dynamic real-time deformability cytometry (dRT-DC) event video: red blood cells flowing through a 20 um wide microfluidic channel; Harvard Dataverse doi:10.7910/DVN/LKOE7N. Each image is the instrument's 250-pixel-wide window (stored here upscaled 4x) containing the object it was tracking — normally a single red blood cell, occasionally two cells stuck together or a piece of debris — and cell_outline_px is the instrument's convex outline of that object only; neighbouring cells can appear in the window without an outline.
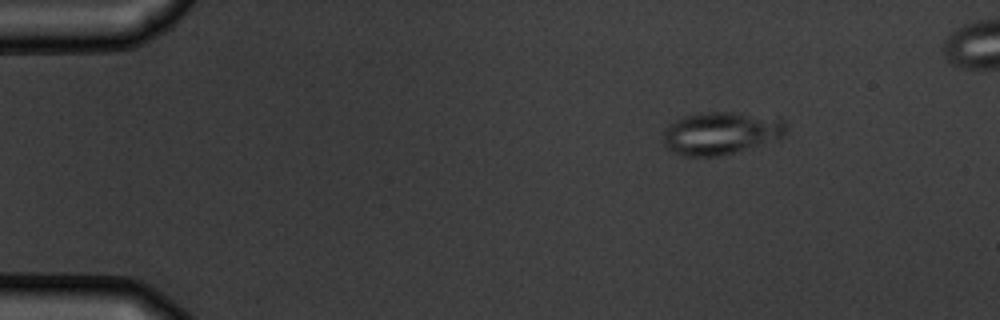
{"species": "common noctule bat (a hibernating species)", "species_latin": "Nyctalus noctula", "temperature_condition": "warm", "stored_images_in_passage": 7, "camera_frame_rate_fps": 3000, "um_per_image_px": 0.085, "animal": {"sex": "male", "body_mass_g": 19.5, "forearm_length_mm": 54.6}, "frame": {"image": 1, "passage_image": 1, "time_ms": 0.0, "image_size_px": [1000, 320], "cell_outline_px": [[788, 124], [784, 132], [780, 136], [732, 152], [716, 156], [684, 156], [668, 148], [664, 144], [664, 128], [668, 124], [684, 116], [708, 112], [736, 112], [780, 116]], "centroid_in_image_um": [61.26, 11.27], "position_along_channel_um": 23.7, "area_um2": 30.06}}